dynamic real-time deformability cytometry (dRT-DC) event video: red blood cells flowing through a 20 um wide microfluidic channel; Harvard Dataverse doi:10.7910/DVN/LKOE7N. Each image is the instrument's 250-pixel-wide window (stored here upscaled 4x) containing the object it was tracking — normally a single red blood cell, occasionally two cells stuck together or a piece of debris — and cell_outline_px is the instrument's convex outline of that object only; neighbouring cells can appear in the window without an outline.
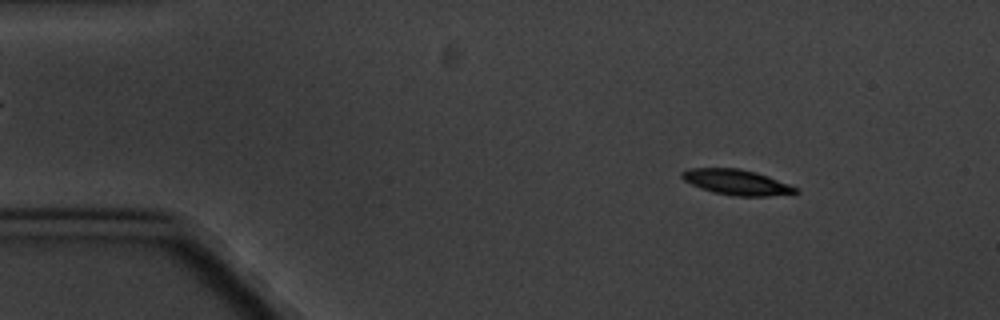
{"species": "common noctule bat (a hibernating species)", "species_latin": "Nyctalus noctula", "temperature_condition": "cold", "stored_images_in_passage": 4, "camera_frame_rate_fps": 3000, "um_per_image_px": 0.085, "animal": {"sex": "male", "body_mass_g": 20.1, "forearm_length_mm": 53.5}, "frame": {"image": 1, "passage_image": 1, "time_ms": 0.0, "image_size_px": [1000, 320], "cell_outline_px": [[800, 192], [768, 196], [732, 196], [712, 192], [700, 188], [684, 180], [680, 176], [680, 172], [688, 168], [740, 168], [756, 172], [768, 176], [800, 188]], "centroid_in_image_um": [62.61, 15.48], "position_along_channel_um": 22.4, "area_um2": 16.99}}
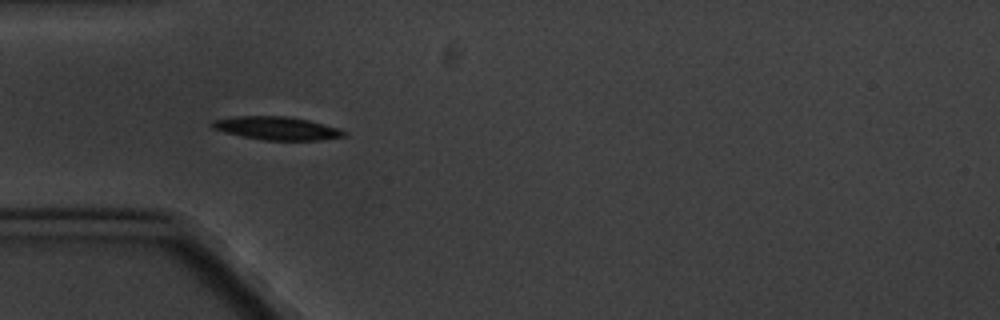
{"frame": {"image": 2, "passage_image": 3, "time_ms": 3.333, "image_size_px": [1000, 320], "cell_outline_px": [[348, 132], [344, 136], [320, 140], [264, 140], [224, 132], [212, 128], [208, 124], [212, 120], [236, 116], [288, 116], [308, 120], [340, 128]], "centroid_in_image_um": [23.52, 10.89], "position_along_channel_um": 61.5, "area_um2": 17.86}}